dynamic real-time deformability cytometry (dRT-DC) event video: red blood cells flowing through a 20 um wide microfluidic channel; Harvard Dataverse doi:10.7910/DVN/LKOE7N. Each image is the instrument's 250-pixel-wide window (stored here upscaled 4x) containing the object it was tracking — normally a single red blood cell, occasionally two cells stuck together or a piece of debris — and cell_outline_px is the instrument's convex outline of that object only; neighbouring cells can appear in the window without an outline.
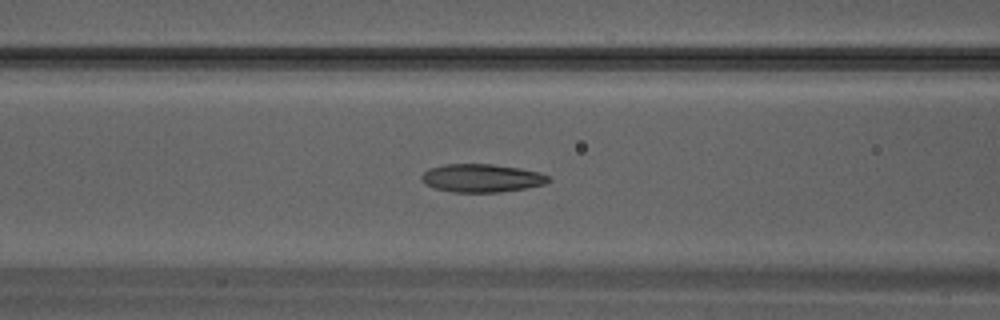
{"species": "Egyptian fruit bat (a non-hibernating species)", "species_latin": "Rousettus aegyptiacus", "temperature_condition": "warm", "stored_images_in_passage": 32, "camera_frame_rate_fps": 3000, "um_per_image_px": 0.085, "animal": {"sex": "male"}, "frame": {"image": 1, "passage_image": 13, "time_ms": 4.0, "image_size_px": [1000, 320], "cell_outline_px": [[552, 180], [544, 184], [528, 188], [500, 192], [452, 192], [436, 188], [428, 184], [420, 176], [428, 168], [444, 164], [492, 164], [520, 168], [540, 172], [548, 176]], "centroid_in_image_um": [40.99, 15.13], "position_along_channel_um": 125.6, "area_um2": 20.81}}
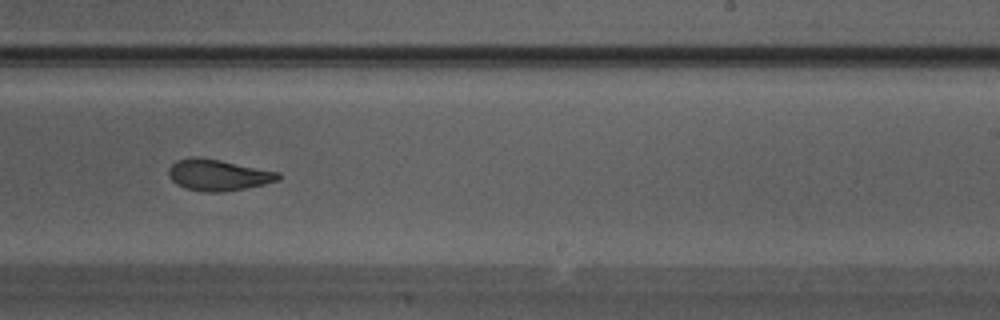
{"frame": {"image": 2, "passage_image": 20, "time_ms": 6.333, "image_size_px": [1000, 320], "cell_outline_px": [[280, 180], [264, 184], [224, 192], [204, 192], [184, 188], [176, 184], [168, 176], [168, 168], [176, 160], [192, 156], [200, 156], [280, 172]], "centroid_in_image_um": [18.51, 14.87], "position_along_channel_um": 270.5, "area_um2": 20.17}}
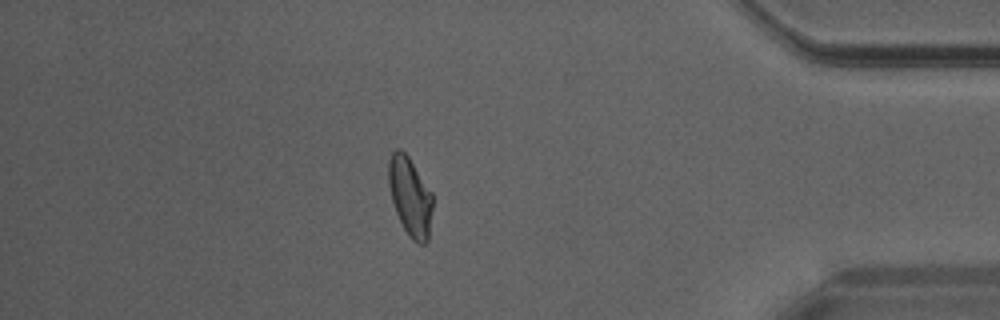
{"frame": {"image": 3, "passage_image": 28, "time_ms": 9.0, "image_size_px": [1000, 320], "cell_outline_px": [[432, 208], [428, 240], [424, 244], [416, 244], [412, 240], [404, 228], [396, 212], [392, 200], [388, 184], [388, 160], [392, 152], [396, 148], [400, 148], [408, 156], [432, 192]], "centroid_in_image_um": [34.85, 16.69], "position_along_channel_um": 400.3, "area_um2": 20.23}}